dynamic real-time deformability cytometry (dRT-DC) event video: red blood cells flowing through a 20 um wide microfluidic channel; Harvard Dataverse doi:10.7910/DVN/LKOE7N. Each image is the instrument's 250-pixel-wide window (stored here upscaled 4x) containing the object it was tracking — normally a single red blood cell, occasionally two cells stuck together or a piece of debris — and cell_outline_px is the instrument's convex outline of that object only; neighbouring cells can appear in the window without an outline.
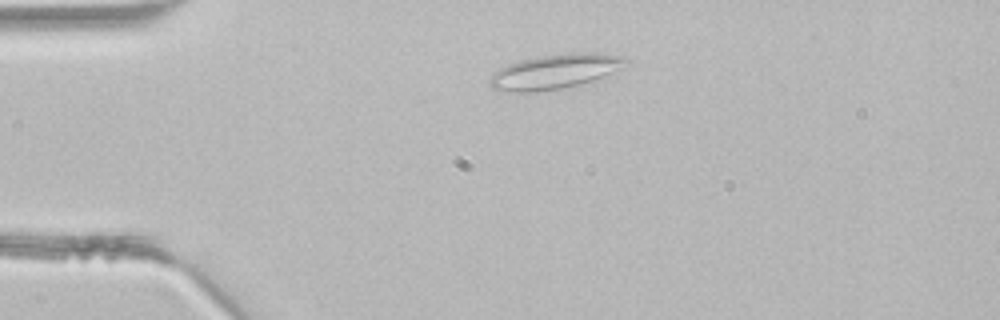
{"species": "common noctule bat (a hibernating species)", "species_latin": "Nyctalus noctula", "temperature_condition": "room temperature", "stored_images_in_passage": 3, "camera_frame_rate_fps": 3000, "um_per_image_px": 0.085, "animal": {"sex": "male", "body_mass_g": 21.5, "forearm_length_mm": 52.0}, "frame": {"image": 1, "passage_image": 3, "time_ms": 0.667, "image_size_px": [1000, 320], "cell_outline_px": [[632, 64], [592, 80], [560, 88], [536, 92], [512, 92], [492, 88], [488, 84], [488, 80], [492, 72], [508, 64], [520, 60], [536, 56], [572, 52], [596, 52], [624, 56]], "centroid_in_image_um": [47.17, 6.05], "position_along_channel_um": 37.8, "area_um2": 27.69}}